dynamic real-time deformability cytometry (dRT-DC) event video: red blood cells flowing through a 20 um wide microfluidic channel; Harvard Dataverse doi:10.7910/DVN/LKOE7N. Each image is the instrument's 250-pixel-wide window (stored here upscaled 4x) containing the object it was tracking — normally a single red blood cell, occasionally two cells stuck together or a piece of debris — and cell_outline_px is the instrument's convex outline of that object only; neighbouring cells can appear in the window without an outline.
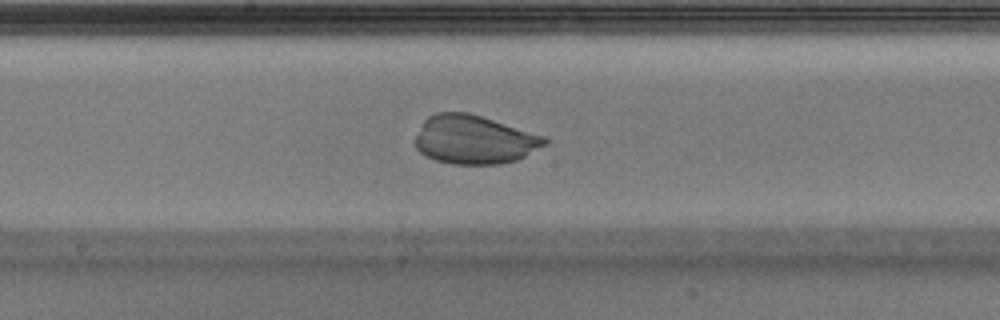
{"species": "Egyptian fruit bat (a non-hibernating species)", "species_latin": "Rousettus aegyptiacus", "temperature_condition": "warm", "stored_images_in_passage": 40, "camera_frame_rate_fps": 3000, "um_per_image_px": 0.085, "animal": {"sex": "male"}, "frame": {"image": 1, "passage_image": 23, "time_ms": 7.333, "image_size_px": [1000, 320], "cell_outline_px": [[548, 144], [516, 160], [500, 164], [452, 164], [436, 160], [424, 156], [416, 148], [412, 140], [424, 120], [428, 116], [436, 112], [468, 112], [544, 136], [548, 140]], "centroid_in_image_um": [40.25, 11.87], "position_along_channel_um": 207.9, "area_um2": 36.88}}